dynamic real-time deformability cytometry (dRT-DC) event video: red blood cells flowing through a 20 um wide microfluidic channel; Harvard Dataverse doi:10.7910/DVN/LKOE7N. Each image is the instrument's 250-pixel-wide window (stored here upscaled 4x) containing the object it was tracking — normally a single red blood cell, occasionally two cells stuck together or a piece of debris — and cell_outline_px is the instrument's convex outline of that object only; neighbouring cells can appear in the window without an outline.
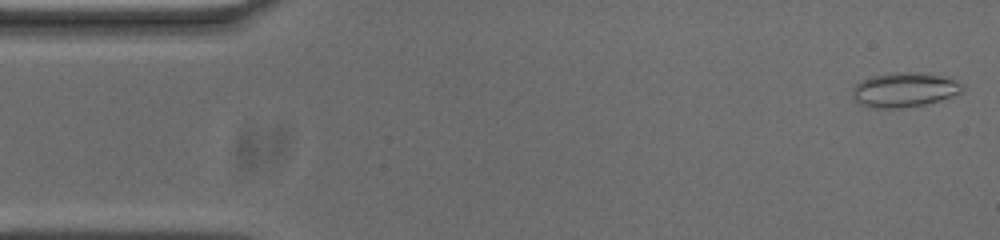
{"species": "common noctule bat (a hibernating species)", "species_latin": "Nyctalus noctula", "temperature_condition": "cold", "stored_images_in_passage": 13, "camera_frame_rate_fps": 3000, "um_per_image_px": 0.085, "animal": {"sex": "male", "body_mass_g": 20.0, "forearm_length_mm": 53.3}, "frame": {"image": 1, "passage_image": 1, "time_ms": 0.0, "image_size_px": [1000, 240], "cell_outline_px": [[964, 92], [940, 100], [924, 104], [900, 108], [876, 108], [860, 104], [852, 96], [852, 92], [856, 84], [872, 76], [896, 72], [912, 72], [944, 76], [964, 84]], "centroid_in_image_um": [76.91, 7.63], "position_along_channel_um": 8.1, "area_um2": 21.96}}